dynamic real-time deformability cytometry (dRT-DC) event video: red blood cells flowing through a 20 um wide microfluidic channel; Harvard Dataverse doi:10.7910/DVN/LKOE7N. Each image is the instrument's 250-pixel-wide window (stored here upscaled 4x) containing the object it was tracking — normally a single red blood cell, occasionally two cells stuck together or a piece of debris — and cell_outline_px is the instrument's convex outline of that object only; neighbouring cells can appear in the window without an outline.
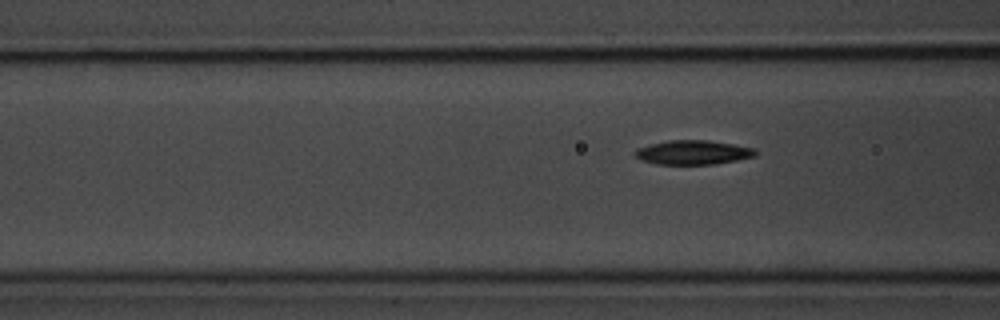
{"species": "common noctule bat (a hibernating species)", "species_latin": "Nyctalus noctula", "temperature_condition": "room temperature", "stored_images_in_passage": 4, "segment_of_instrument_passage": [2, 2], "camera_frame_rate_fps": 3000, "um_per_image_px": 0.085, "animal": {"sex": "male", "body_mass_g": 20.1, "forearm_length_mm": 53.5}, "frame": {"image": 1, "passage_image": 4, "time_ms": 4.667, "image_size_px": [1000, 320], "cell_outline_px": [[756, 156], [716, 164], [656, 164], [640, 160], [632, 152], [636, 148], [668, 140], [708, 140], [732, 144], [752, 148], [756, 152]], "centroid_in_image_um": [58.85, 12.96], "position_along_channel_um": 107.7, "area_um2": 16.94}}